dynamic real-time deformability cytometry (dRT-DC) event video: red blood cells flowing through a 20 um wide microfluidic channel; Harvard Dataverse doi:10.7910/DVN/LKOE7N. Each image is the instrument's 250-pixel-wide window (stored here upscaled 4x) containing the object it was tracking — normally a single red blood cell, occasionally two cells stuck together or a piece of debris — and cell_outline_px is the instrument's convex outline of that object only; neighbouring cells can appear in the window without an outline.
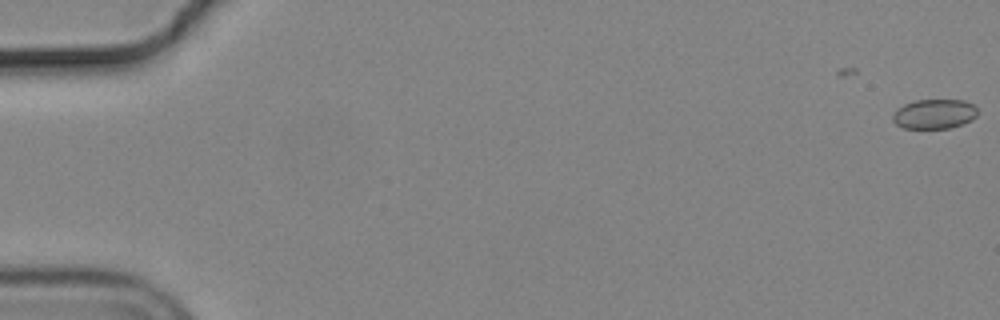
{"species": "common noctule bat (a hibernating species)", "species_latin": "Nyctalus noctula", "temperature_condition": "cold", "stored_images_in_passage": 4, "camera_frame_rate_fps": 3000, "um_per_image_px": 0.085, "animal": {"sex": "male", "body_mass_g": 19.2, "forearm_length_mm": 51.8}, "frame": {"image": 1, "passage_image": 4, "time_ms": 1.0, "image_size_px": [1000, 320], "cell_outline_px": [[976, 116], [972, 120], [948, 128], [904, 128], [896, 124], [892, 120], [892, 116], [896, 108], [904, 104], [916, 100], [964, 100], [972, 104], [976, 108]], "centroid_in_image_um": [79.38, 9.68], "position_along_channel_um": 5.6, "area_um2": 14.57}}